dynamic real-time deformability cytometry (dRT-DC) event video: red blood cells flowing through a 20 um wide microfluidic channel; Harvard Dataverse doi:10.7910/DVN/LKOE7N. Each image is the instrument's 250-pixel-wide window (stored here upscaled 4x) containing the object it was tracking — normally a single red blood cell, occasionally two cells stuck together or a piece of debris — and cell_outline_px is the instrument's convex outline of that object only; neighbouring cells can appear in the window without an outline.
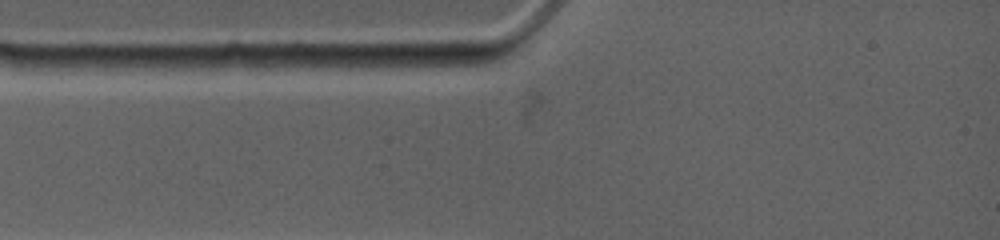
{"species": "common noctule bat (a hibernating species)", "species_latin": "Nyctalus noctula", "temperature_condition": "warm", "stored_images_in_passage": 4, "camera_frame_rate_fps": 4500, "um_per_image_px": 0.085, "animal": {"sex": "female", "body_mass_g": 19.0, "forearm_length_mm": 53.3}, "frame": {"image": 1, "passage_image": 1, "time_ms": 0.0, "image_size_px": [1000, 240], "cell_outline_px": [[500, 56], [492, 60], [480, 64], [396, 72], [364, 72], [328, 64], [328, 56], [460, 52], [496, 52]], "centroid_in_image_um": [34.86, 5.2], "position_along_channel_um": 50.1, "area_um2": 17.74}}